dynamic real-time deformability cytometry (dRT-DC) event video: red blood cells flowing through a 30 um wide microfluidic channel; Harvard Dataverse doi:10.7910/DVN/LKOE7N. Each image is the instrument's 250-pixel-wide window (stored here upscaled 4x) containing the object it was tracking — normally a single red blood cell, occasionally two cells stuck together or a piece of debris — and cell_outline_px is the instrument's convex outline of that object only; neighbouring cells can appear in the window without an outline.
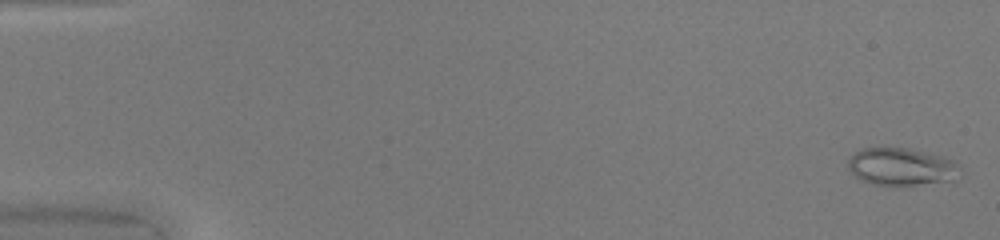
{"species": "common noctule bat (a hibernating species)", "species_latin": "Nyctalus noctula", "temperature_condition": "warm", "stored_images_in_passage": 50, "camera_frame_rate_fps": 3000, "um_per_image_px": 0.085, "animal": {"sex": "female", "body_mass_g": 20.0, "forearm_length_mm": 54.0}, "frame": {"image": 1, "passage_image": 2, "time_ms": 0.333, "image_size_px": [1000, 240], "cell_outline_px": [[956, 180], [916, 184], [872, 184], [860, 180], [848, 168], [848, 156], [864, 148], [908, 148], [940, 156], [952, 160]], "centroid_in_image_um": [76.49, 14.16], "position_along_channel_um": 8.5, "area_um2": 23.58}}
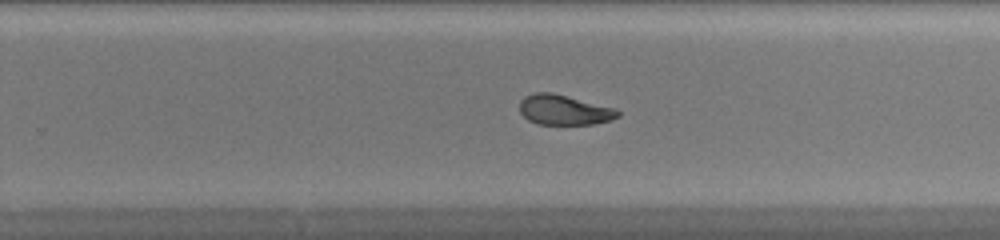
{"frame": {"image": 2, "passage_image": 33, "time_ms": 10.667, "image_size_px": [1000, 240], "cell_outline_px": [[620, 116], [612, 120], [592, 124], [536, 124], [528, 120], [520, 112], [520, 100], [524, 96], [536, 92], [552, 92], [616, 108], [620, 112]], "centroid_in_image_um": [47.96, 9.34], "position_along_channel_um": 281.8, "area_um2": 17.34}}
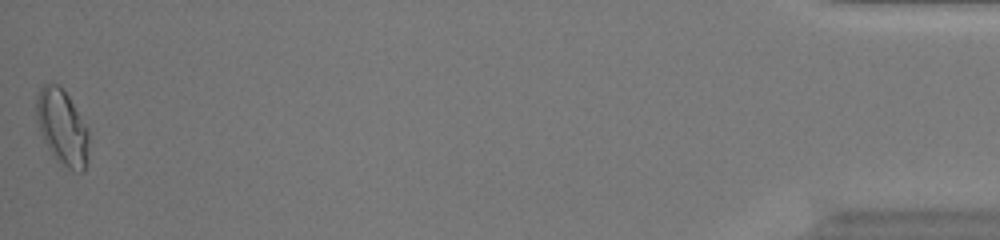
{"frame": {"image": 3, "passage_image": 50, "time_ms": 16.333, "image_size_px": [1000, 240], "cell_outline_px": [[88, 160], [84, 172], [80, 172], [68, 168], [56, 160], [48, 148], [44, 140], [36, 120], [36, 96], [40, 88], [44, 84], [60, 84], [68, 96], [88, 128]], "centroid_in_image_um": [5.29, 10.82], "position_along_channel_um": 429.9, "area_um2": 23.06}, "authors_computed_cell_mechanics": {"area_um2": 19.652, "velocity_mm_per_s": 4.2254, "shape_relaxation_time_tau1_ms": null, "shape_relaxation_time_tau2_ms": 1.9577, "deformation_change_tau1": null, "deformation_change_tau2": 0.0753}}